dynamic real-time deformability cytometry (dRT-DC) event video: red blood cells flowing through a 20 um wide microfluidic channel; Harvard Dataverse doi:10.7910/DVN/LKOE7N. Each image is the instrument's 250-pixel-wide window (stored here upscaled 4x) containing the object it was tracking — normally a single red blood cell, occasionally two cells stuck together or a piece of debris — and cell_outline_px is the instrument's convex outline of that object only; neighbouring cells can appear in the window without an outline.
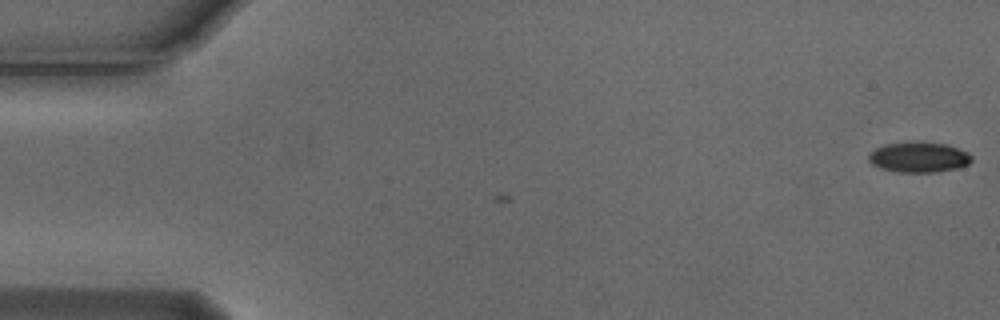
{"species": "Egyptian fruit bat (a non-hibernating species)", "species_latin": "Rousettus aegyptiacus", "temperature_condition": "cold", "stored_images_in_passage": 2, "camera_frame_rate_fps": 3000, "um_per_image_px": 0.085, "animal": {"sex": "male"}, "frame": {"image": 1, "passage_image": 2, "time_ms": 0.333, "image_size_px": [1000, 320], "cell_outline_px": [[972, 160], [968, 164], [960, 168], [936, 172], [900, 172], [880, 168], [872, 164], [868, 160], [868, 156], [876, 148], [884, 144], [948, 144], [968, 152], [972, 156]], "centroid_in_image_um": [78.14, 13.4], "position_along_channel_um": 6.9, "area_um2": 17.69}}